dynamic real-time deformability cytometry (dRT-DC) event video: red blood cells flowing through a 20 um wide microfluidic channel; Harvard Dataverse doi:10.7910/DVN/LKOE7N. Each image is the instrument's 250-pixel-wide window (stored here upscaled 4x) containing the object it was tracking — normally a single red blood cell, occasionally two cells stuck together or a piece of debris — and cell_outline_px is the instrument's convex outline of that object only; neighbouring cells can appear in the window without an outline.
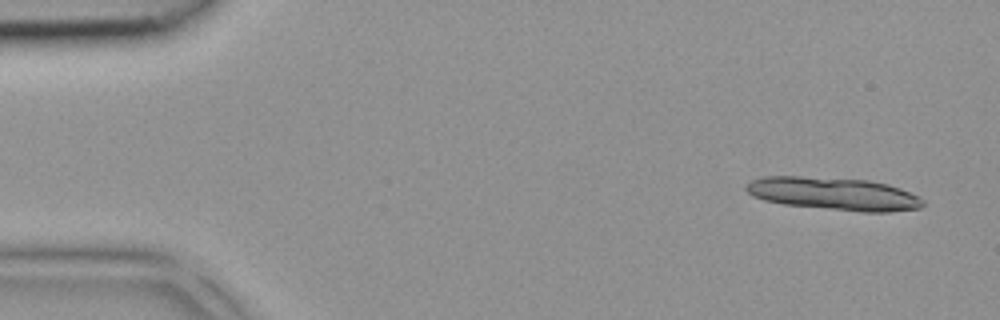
{"species": "common noctule bat (a hibernating species)", "species_latin": "Nyctalus noctula", "temperature_condition": "room temperature", "stored_images_in_passage": 7, "camera_frame_rate_fps": 3000, "um_per_image_px": 0.085, "animal": {"sex": "female", "body_mass_g": 18.4}, "frame": {"image": 1, "passage_image": 2, "time_ms": 0.333, "image_size_px": [1000, 320], "cell_outline_px": [[924, 204], [920, 208], [888, 212], [860, 212], [784, 204], [764, 200], [752, 196], [744, 188], [752, 180], [764, 176], [800, 176], [868, 180], [888, 184], [900, 188], [924, 200]], "centroid_in_image_um": [70.86, 16.47], "position_along_channel_um": 14.1, "area_um2": 33.7}}